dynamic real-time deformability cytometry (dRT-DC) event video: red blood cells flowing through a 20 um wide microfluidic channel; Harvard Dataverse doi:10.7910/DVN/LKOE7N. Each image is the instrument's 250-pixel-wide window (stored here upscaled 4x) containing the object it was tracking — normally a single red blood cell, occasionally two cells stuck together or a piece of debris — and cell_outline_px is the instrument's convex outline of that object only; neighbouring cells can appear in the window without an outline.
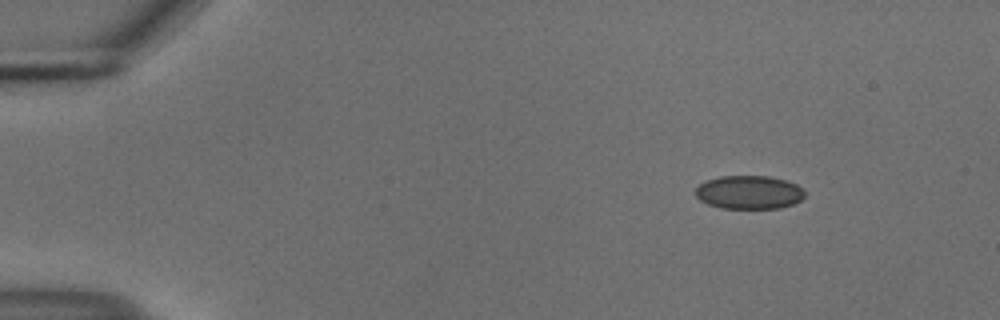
{"species": "common noctule bat (a hibernating species)", "species_latin": "Nyctalus noctula", "temperature_condition": "cold", "stored_images_in_passage": 49, "camera_frame_rate_fps": 3000, "um_per_image_px": 0.085, "animal": {"sex": "male", "body_mass_g": 18.8}, "frame": {"image": 1, "passage_image": 1, "time_ms": 0.0, "image_size_px": [1000, 320], "cell_outline_px": [[804, 196], [800, 200], [792, 204], [780, 208], [720, 208], [708, 204], [700, 200], [696, 196], [696, 188], [700, 184], [708, 180], [720, 176], [768, 176], [784, 180], [796, 184], [804, 188]], "centroid_in_image_um": [63.67, 16.35], "position_along_channel_um": 21.3, "area_um2": 21.21}}
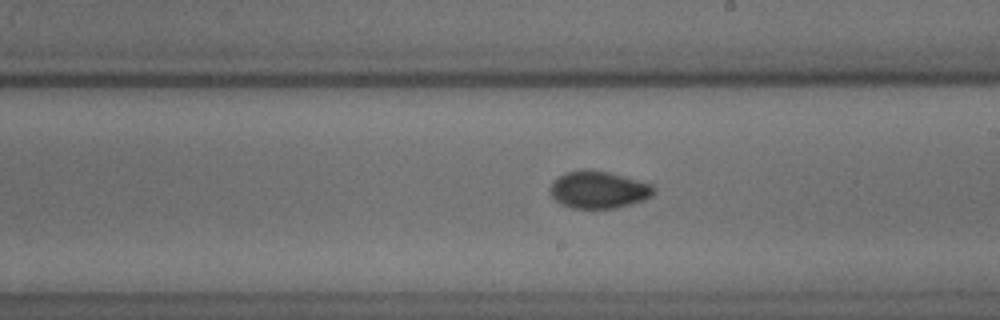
{"frame": {"image": 2, "passage_image": 26, "time_ms": 8.333, "image_size_px": [1000, 320], "cell_outline_px": [[656, 192], [652, 196], [644, 200], [616, 208], [572, 208], [560, 204], [548, 192], [552, 180], [568, 172], [584, 168], [608, 172], [652, 184], [656, 188]], "centroid_in_image_um": [50.87, 16.13], "position_along_channel_um": 238.1, "area_um2": 22.66}}
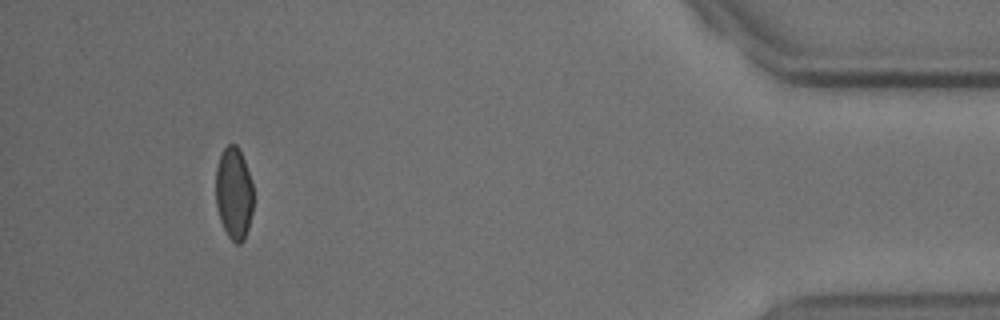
{"frame": {"image": 3, "passage_image": 45, "time_ms": 14.667, "image_size_px": [1000, 320], "cell_outline_px": [[252, 212], [248, 228], [244, 240], [240, 244], [236, 244], [228, 236], [220, 220], [216, 204], [216, 168], [220, 156], [224, 148], [228, 144], [236, 144], [240, 148], [252, 184]], "centroid_in_image_um": [19.87, 16.43], "position_along_channel_um": 415.3, "area_um2": 20.11}, "authors_computed_cell_mechanics": {"area_um2": 21.386, "velocity_mm_per_s": 3.7122, "shape_relaxation_time_tau1_ms": 3.5891, "shape_relaxation_time_tau2_ms": 1.8814, "deformation_change_tau1": 0.0813, "deformation_change_tau2": 0.0382}}